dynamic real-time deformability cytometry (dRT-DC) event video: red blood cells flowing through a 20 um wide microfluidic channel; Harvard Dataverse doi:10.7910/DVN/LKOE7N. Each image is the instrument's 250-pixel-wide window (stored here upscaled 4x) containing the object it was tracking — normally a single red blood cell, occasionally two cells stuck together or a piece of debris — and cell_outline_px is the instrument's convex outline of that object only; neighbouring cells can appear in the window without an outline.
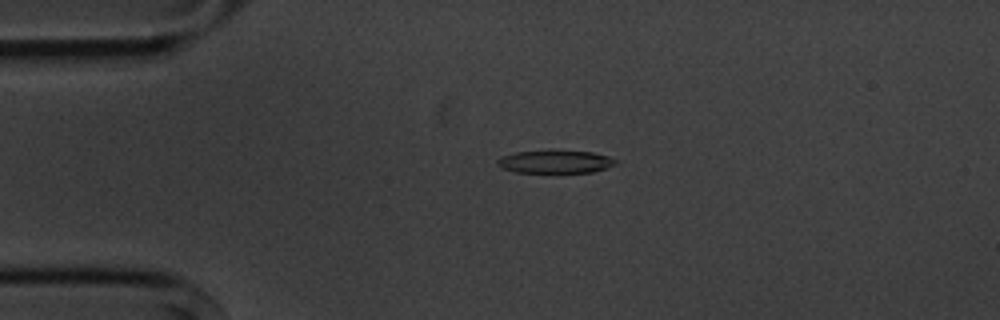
{"species": "common noctule bat (a hibernating species)", "species_latin": "Nyctalus noctula", "temperature_condition": "cold", "stored_images_in_passage": 5, "camera_frame_rate_fps": 3000, "um_per_image_px": 0.085, "animal": {"sex": "male", "body_mass_g": 20.1, "forearm_length_mm": 53.5}, "frame": {"image": 1, "passage_image": 3, "time_ms": 2.333, "image_size_px": [1000, 320], "cell_outline_px": [[616, 164], [592, 172], [560, 176], [516, 172], [500, 168], [496, 164], [496, 160], [500, 156], [516, 152], [552, 148], [592, 152], [608, 156], [616, 160]], "centroid_in_image_um": [47.13, 13.77], "position_along_channel_um": 37.9, "area_um2": 17.46}}
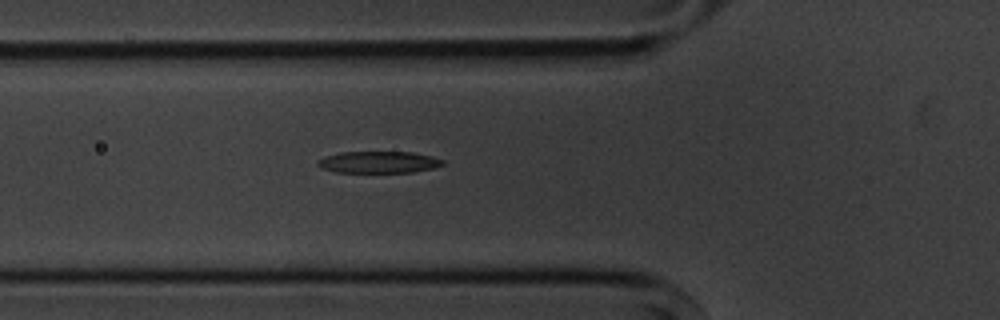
{"frame": {"image": 2, "passage_image": 5, "time_ms": 4.667, "image_size_px": [1000, 320], "cell_outline_px": [[444, 164], [432, 168], [412, 172], [336, 172], [320, 168], [316, 164], [316, 160], [324, 156], [340, 152], [412, 152], [432, 156], [444, 160]], "centroid_in_image_um": [32.13, 13.78], "position_along_channel_um": 93.7, "area_um2": 15.9}}